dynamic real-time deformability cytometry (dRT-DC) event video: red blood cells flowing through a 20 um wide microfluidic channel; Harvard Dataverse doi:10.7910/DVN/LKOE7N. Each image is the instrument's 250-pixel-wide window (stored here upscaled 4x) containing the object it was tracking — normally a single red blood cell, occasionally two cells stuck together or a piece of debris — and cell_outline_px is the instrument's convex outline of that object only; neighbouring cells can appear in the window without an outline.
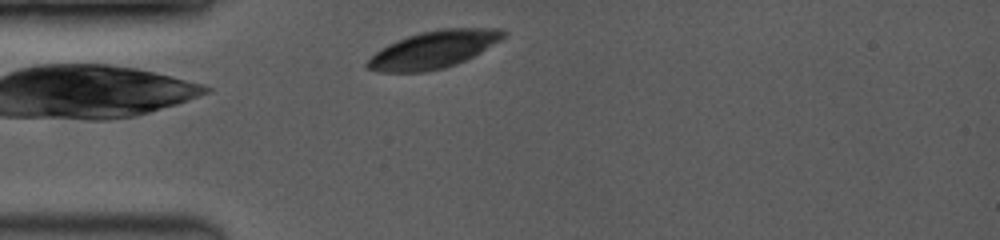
{"species": "common noctule bat (a hibernating species)", "species_latin": "Nyctalus noctula", "temperature_condition": "room temperature", "stored_images_in_passage": 3, "camera_frame_rate_fps": 3500, "um_per_image_px": 0.085, "animal": {"sex": "female", "body_mass_g": 19.0, "forearm_length_mm": 53.3}, "frame": {"image": 1, "passage_image": 1, "time_ms": 0.0, "image_size_px": [1000, 240], "cell_outline_px": [[508, 32], [500, 40], [472, 56], [456, 64], [444, 68], [424, 72], [380, 72], [368, 68], [364, 64], [380, 48], [396, 40], [420, 32], [440, 28], [504, 28]], "centroid_in_image_um": [36.84, 4.2], "position_along_channel_um": 48.2, "area_um2": 29.48}}